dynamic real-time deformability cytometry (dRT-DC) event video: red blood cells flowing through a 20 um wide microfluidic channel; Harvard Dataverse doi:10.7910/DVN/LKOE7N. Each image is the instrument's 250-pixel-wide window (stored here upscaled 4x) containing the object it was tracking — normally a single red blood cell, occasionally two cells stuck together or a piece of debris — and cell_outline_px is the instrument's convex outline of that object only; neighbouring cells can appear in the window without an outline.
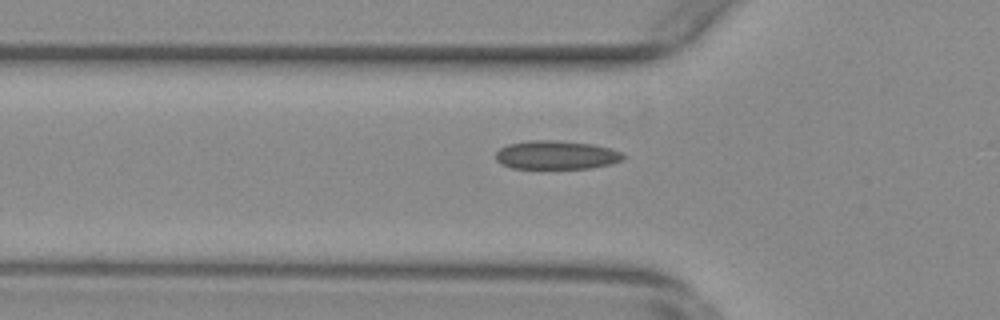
{"species": "common noctule bat (a hibernating species)", "species_latin": "Nyctalus noctula", "temperature_condition": "warm", "stored_images_in_passage": 53, "camera_frame_rate_fps": 3000, "um_per_image_px": 0.085, "animal": {"sex": "female", "body_mass_g": 29.2, "forearm_length_mm": 56.3}, "frame": {"image": 1, "passage_image": 18, "time_ms": 5.667, "image_size_px": [1000, 320], "cell_outline_px": [[624, 156], [620, 160], [612, 164], [588, 168], [512, 168], [500, 164], [496, 160], [496, 152], [500, 148], [508, 144], [532, 140], [556, 140], [592, 144], [612, 148], [624, 152]], "centroid_in_image_um": [47.29, 13.17], "position_along_channel_um": 78.5, "area_um2": 21.33}}
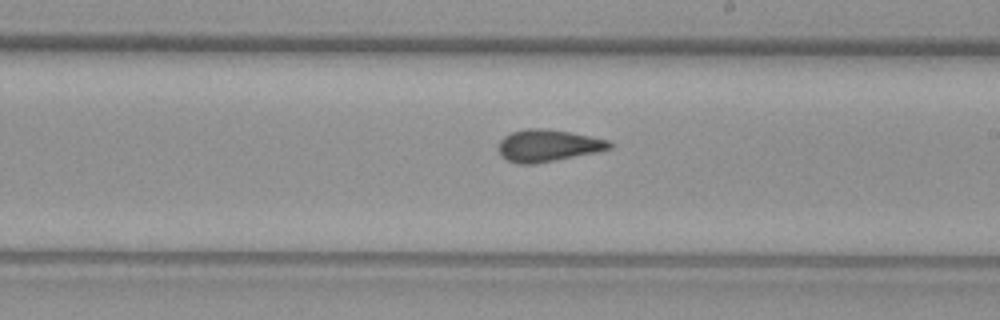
{"frame": {"image": 2, "passage_image": 31, "time_ms": 10.0, "image_size_px": [1000, 320], "cell_outline_px": [[612, 148], [596, 152], [536, 164], [516, 164], [500, 156], [500, 140], [504, 136], [512, 132], [528, 128], [540, 128], [568, 132], [608, 140], [612, 144]], "centroid_in_image_um": [46.55, 12.39], "position_along_channel_um": 242.4, "area_um2": 20.46}}
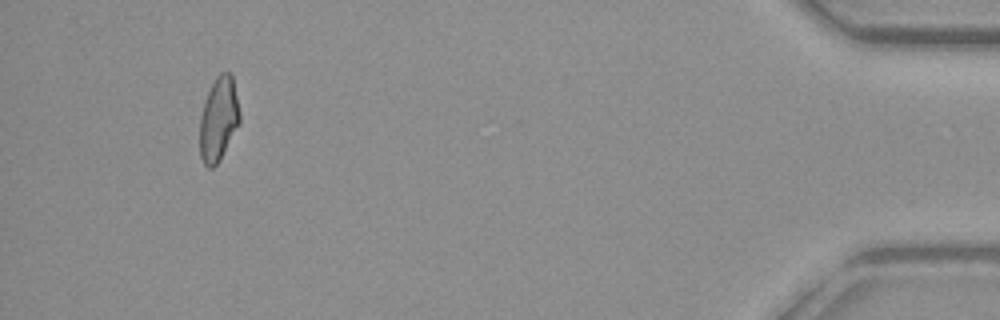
{"frame": {"image": 3, "passage_image": 51, "time_ms": 16.667, "image_size_px": [1000, 320], "cell_outline_px": [[240, 124], [220, 160], [212, 168], [208, 168], [204, 164], [200, 156], [200, 116], [204, 100], [216, 76], [220, 72], [228, 72], [232, 76], [240, 112]], "centroid_in_image_um": [18.58, 10.14], "position_along_channel_um": 416.6, "area_um2": 19.65}, "authors_computed_cell_mechanics": {"area_um2": 20.2878, "velocity_mm_per_s": 3.7648, "shape_relaxation_time_tau1_ms": null, "shape_relaxation_time_tau2_ms": 1.3575, "deformation_change_tau1": null, "deformation_change_tau2": 0.0744}}